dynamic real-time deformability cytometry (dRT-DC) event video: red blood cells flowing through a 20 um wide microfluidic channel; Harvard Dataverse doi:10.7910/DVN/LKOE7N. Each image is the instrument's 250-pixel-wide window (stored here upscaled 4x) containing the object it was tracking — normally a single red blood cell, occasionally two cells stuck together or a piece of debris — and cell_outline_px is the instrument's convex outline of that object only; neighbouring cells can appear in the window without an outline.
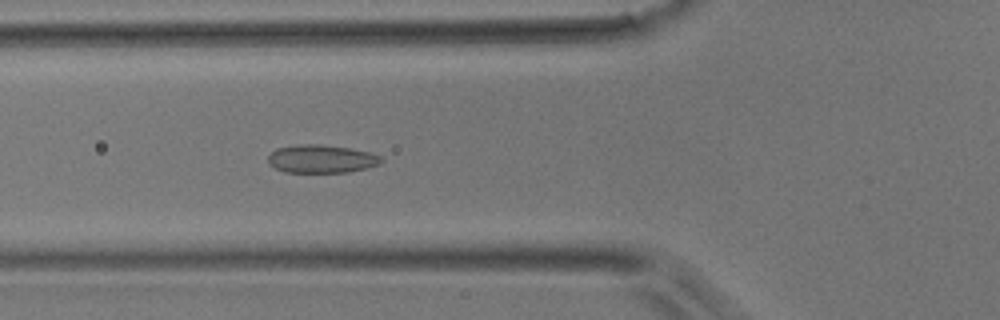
{"species": "common noctule bat (a hibernating species)", "species_latin": "Nyctalus noctula", "temperature_condition": "room temperature", "stored_images_in_passage": 40, "camera_frame_rate_fps": 3000, "um_per_image_px": 0.085, "animal": {"sex": "male", "body_mass_g": 17.9}, "frame": {"image": 1, "passage_image": 8, "time_ms": 2.333, "image_size_px": [1000, 320], "cell_outline_px": [[384, 160], [380, 164], [348, 172], [284, 172], [268, 164], [268, 156], [276, 148], [300, 144], [320, 144], [348, 148], [368, 152], [380, 156]], "centroid_in_image_um": [27.29, 13.5], "position_along_channel_um": 98.5, "area_um2": 18.44}}
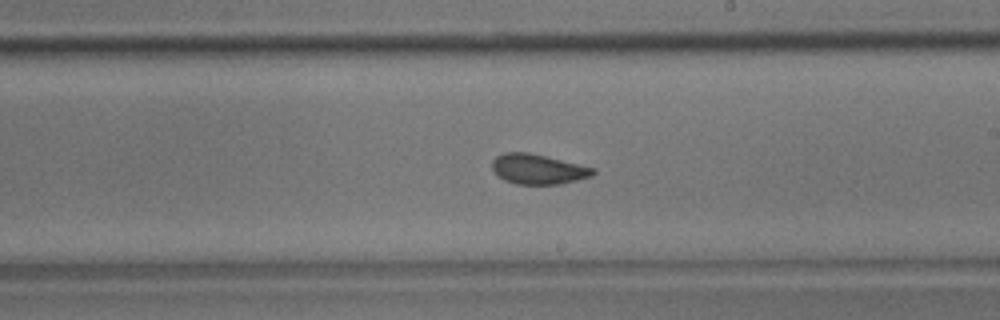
{"frame": {"image": 2, "passage_image": 19, "time_ms": 6.0, "image_size_px": [1000, 320], "cell_outline_px": [[596, 172], [592, 176], [560, 184], [516, 184], [504, 180], [492, 168], [492, 160], [496, 156], [504, 152], [528, 152], [596, 168]], "centroid_in_image_um": [45.74, 14.37], "position_along_channel_um": 243.3, "area_um2": 17.57}}
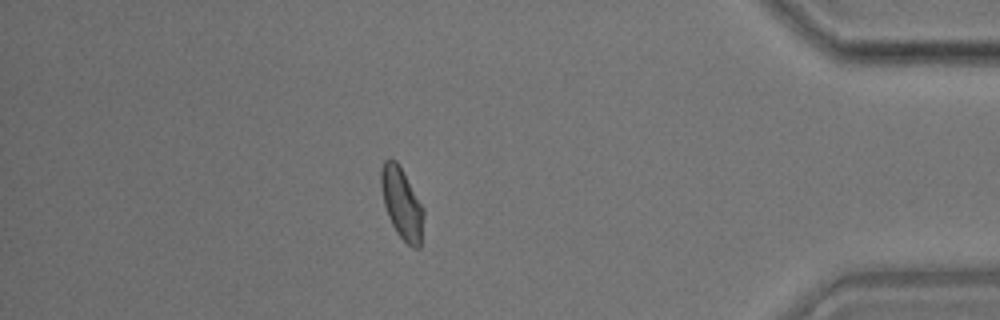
{"frame": {"image": 3, "passage_image": 34, "time_ms": 11.0, "image_size_px": [1000, 320], "cell_outline_px": [[424, 216], [420, 248], [412, 248], [396, 232], [388, 216], [384, 204], [380, 184], [380, 168], [384, 160], [388, 156], [396, 160], [424, 208]], "centroid_in_image_um": [34.14, 17.27], "position_along_channel_um": 401.1, "area_um2": 17.74}}